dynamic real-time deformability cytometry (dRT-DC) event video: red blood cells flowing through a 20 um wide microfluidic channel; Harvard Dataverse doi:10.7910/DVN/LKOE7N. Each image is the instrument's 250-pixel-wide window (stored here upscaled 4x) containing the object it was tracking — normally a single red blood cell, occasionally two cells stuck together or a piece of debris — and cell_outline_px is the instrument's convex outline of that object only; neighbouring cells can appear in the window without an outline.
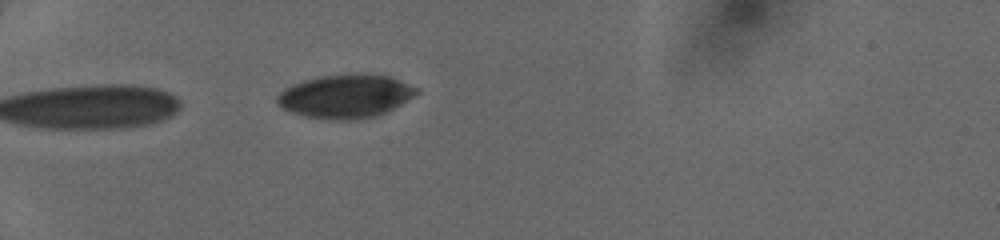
{"species": "human", "species_latin": "Homo sapiens", "temperature_condition": "cold", "stored_images_in_passage": 6, "camera_frame_rate_fps": 3000, "um_per_image_px": 0.085, "donor": {"sex": "female"}, "frame": {"image": 1, "passage_image": 1, "time_ms": 0.0, "image_size_px": [1000, 240], "cell_outline_px": [[420, 92], [400, 104], [376, 116], [348, 120], [332, 120], [304, 116], [292, 112], [284, 108], [276, 100], [276, 96], [284, 88], [292, 84], [304, 80], [320, 76], [352, 72], [356, 72], [388, 76], [400, 80], [420, 88]], "centroid_in_image_um": [29.38, 8.15], "position_along_channel_um": 55.6, "area_um2": 35.49}}
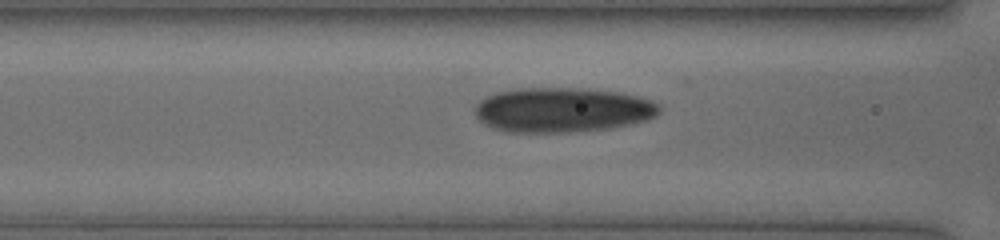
{"frame": {"image": 2, "passage_image": 4, "time_ms": 1.0, "image_size_px": [1000, 240], "cell_outline_px": [[660, 112], [656, 116], [632, 124], [612, 128], [568, 132], [504, 132], [492, 128], [484, 124], [476, 116], [476, 104], [480, 100], [496, 92], [516, 88], [580, 88], [620, 92], [640, 96], [652, 100], [660, 104]], "centroid_in_image_um": [47.83, 9.34], "position_along_channel_um": 118.8, "area_um2": 48.44}}